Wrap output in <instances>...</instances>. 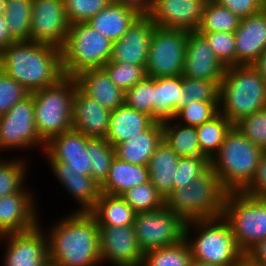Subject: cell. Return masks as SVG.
<instances>
[{
  "mask_svg": "<svg viewBox=\"0 0 266 266\" xmlns=\"http://www.w3.org/2000/svg\"><path fill=\"white\" fill-rule=\"evenodd\" d=\"M50 227L52 228L46 233L48 260L58 266L102 264L99 226L90 212L73 211Z\"/></svg>",
  "mask_w": 266,
  "mask_h": 266,
  "instance_id": "obj_1",
  "label": "cell"
},
{
  "mask_svg": "<svg viewBox=\"0 0 266 266\" xmlns=\"http://www.w3.org/2000/svg\"><path fill=\"white\" fill-rule=\"evenodd\" d=\"M0 69L29 93L53 86L65 77L60 49L33 41L14 42L4 49Z\"/></svg>",
  "mask_w": 266,
  "mask_h": 266,
  "instance_id": "obj_2",
  "label": "cell"
},
{
  "mask_svg": "<svg viewBox=\"0 0 266 266\" xmlns=\"http://www.w3.org/2000/svg\"><path fill=\"white\" fill-rule=\"evenodd\" d=\"M266 107V82L253 65L226 67L220 82L219 112L233 125Z\"/></svg>",
  "mask_w": 266,
  "mask_h": 266,
  "instance_id": "obj_3",
  "label": "cell"
},
{
  "mask_svg": "<svg viewBox=\"0 0 266 266\" xmlns=\"http://www.w3.org/2000/svg\"><path fill=\"white\" fill-rule=\"evenodd\" d=\"M263 153L262 148L233 126L210 160V167L228 192H242L254 179Z\"/></svg>",
  "mask_w": 266,
  "mask_h": 266,
  "instance_id": "obj_4",
  "label": "cell"
},
{
  "mask_svg": "<svg viewBox=\"0 0 266 266\" xmlns=\"http://www.w3.org/2000/svg\"><path fill=\"white\" fill-rule=\"evenodd\" d=\"M190 231L196 236H192ZM189 235L192 236V240ZM185 240L189 245L192 259L197 261L216 266H237L245 258L223 217L188 221L185 227Z\"/></svg>",
  "mask_w": 266,
  "mask_h": 266,
  "instance_id": "obj_5",
  "label": "cell"
},
{
  "mask_svg": "<svg viewBox=\"0 0 266 266\" xmlns=\"http://www.w3.org/2000/svg\"><path fill=\"white\" fill-rule=\"evenodd\" d=\"M228 191L210 167L186 187L176 188L165 199V206L186 222L222 217Z\"/></svg>",
  "mask_w": 266,
  "mask_h": 266,
  "instance_id": "obj_6",
  "label": "cell"
},
{
  "mask_svg": "<svg viewBox=\"0 0 266 266\" xmlns=\"http://www.w3.org/2000/svg\"><path fill=\"white\" fill-rule=\"evenodd\" d=\"M113 42L87 22L69 25L61 59L64 75L74 77L78 73L103 68L110 60Z\"/></svg>",
  "mask_w": 266,
  "mask_h": 266,
  "instance_id": "obj_7",
  "label": "cell"
},
{
  "mask_svg": "<svg viewBox=\"0 0 266 266\" xmlns=\"http://www.w3.org/2000/svg\"><path fill=\"white\" fill-rule=\"evenodd\" d=\"M77 86L65 76L57 84L30 93L34 99V122L47 143L52 137L72 129V101Z\"/></svg>",
  "mask_w": 266,
  "mask_h": 266,
  "instance_id": "obj_8",
  "label": "cell"
},
{
  "mask_svg": "<svg viewBox=\"0 0 266 266\" xmlns=\"http://www.w3.org/2000/svg\"><path fill=\"white\" fill-rule=\"evenodd\" d=\"M222 217L229 224L244 255L266 238V198L228 192Z\"/></svg>",
  "mask_w": 266,
  "mask_h": 266,
  "instance_id": "obj_9",
  "label": "cell"
},
{
  "mask_svg": "<svg viewBox=\"0 0 266 266\" xmlns=\"http://www.w3.org/2000/svg\"><path fill=\"white\" fill-rule=\"evenodd\" d=\"M188 32L184 29L155 26L145 68L147 76H182Z\"/></svg>",
  "mask_w": 266,
  "mask_h": 266,
  "instance_id": "obj_10",
  "label": "cell"
},
{
  "mask_svg": "<svg viewBox=\"0 0 266 266\" xmlns=\"http://www.w3.org/2000/svg\"><path fill=\"white\" fill-rule=\"evenodd\" d=\"M186 223L164 205L153 211L136 213L133 226L138 244L145 253L184 240Z\"/></svg>",
  "mask_w": 266,
  "mask_h": 266,
  "instance_id": "obj_11",
  "label": "cell"
},
{
  "mask_svg": "<svg viewBox=\"0 0 266 266\" xmlns=\"http://www.w3.org/2000/svg\"><path fill=\"white\" fill-rule=\"evenodd\" d=\"M42 145V146H41ZM41 147L46 142L39 136L34 122V99L31 94L0 116V152L7 149Z\"/></svg>",
  "mask_w": 266,
  "mask_h": 266,
  "instance_id": "obj_12",
  "label": "cell"
},
{
  "mask_svg": "<svg viewBox=\"0 0 266 266\" xmlns=\"http://www.w3.org/2000/svg\"><path fill=\"white\" fill-rule=\"evenodd\" d=\"M69 22L63 0H33L31 13V41L61 49Z\"/></svg>",
  "mask_w": 266,
  "mask_h": 266,
  "instance_id": "obj_13",
  "label": "cell"
},
{
  "mask_svg": "<svg viewBox=\"0 0 266 266\" xmlns=\"http://www.w3.org/2000/svg\"><path fill=\"white\" fill-rule=\"evenodd\" d=\"M41 227L39 222L28 231L0 236V241H7L4 266H43L48 260V239Z\"/></svg>",
  "mask_w": 266,
  "mask_h": 266,
  "instance_id": "obj_14",
  "label": "cell"
},
{
  "mask_svg": "<svg viewBox=\"0 0 266 266\" xmlns=\"http://www.w3.org/2000/svg\"><path fill=\"white\" fill-rule=\"evenodd\" d=\"M101 262L113 266H141V250L134 226L99 227ZM111 262V263H110Z\"/></svg>",
  "mask_w": 266,
  "mask_h": 266,
  "instance_id": "obj_15",
  "label": "cell"
},
{
  "mask_svg": "<svg viewBox=\"0 0 266 266\" xmlns=\"http://www.w3.org/2000/svg\"><path fill=\"white\" fill-rule=\"evenodd\" d=\"M206 2L207 0H154L150 18L157 27L197 31Z\"/></svg>",
  "mask_w": 266,
  "mask_h": 266,
  "instance_id": "obj_16",
  "label": "cell"
},
{
  "mask_svg": "<svg viewBox=\"0 0 266 266\" xmlns=\"http://www.w3.org/2000/svg\"><path fill=\"white\" fill-rule=\"evenodd\" d=\"M154 28L155 24L150 17H138L123 37L113 43L109 61L146 68Z\"/></svg>",
  "mask_w": 266,
  "mask_h": 266,
  "instance_id": "obj_17",
  "label": "cell"
},
{
  "mask_svg": "<svg viewBox=\"0 0 266 266\" xmlns=\"http://www.w3.org/2000/svg\"><path fill=\"white\" fill-rule=\"evenodd\" d=\"M90 137L70 129L52 137L45 146L43 154L46 161H58L69 164L71 170L84 176H91L89 153L86 152Z\"/></svg>",
  "mask_w": 266,
  "mask_h": 266,
  "instance_id": "obj_18",
  "label": "cell"
},
{
  "mask_svg": "<svg viewBox=\"0 0 266 266\" xmlns=\"http://www.w3.org/2000/svg\"><path fill=\"white\" fill-rule=\"evenodd\" d=\"M31 193L25 186L18 193L0 198V236L25 232L39 223L35 196Z\"/></svg>",
  "mask_w": 266,
  "mask_h": 266,
  "instance_id": "obj_19",
  "label": "cell"
},
{
  "mask_svg": "<svg viewBox=\"0 0 266 266\" xmlns=\"http://www.w3.org/2000/svg\"><path fill=\"white\" fill-rule=\"evenodd\" d=\"M224 65L212 52L206 38L198 31L188 32L182 76L191 79L222 80Z\"/></svg>",
  "mask_w": 266,
  "mask_h": 266,
  "instance_id": "obj_20",
  "label": "cell"
},
{
  "mask_svg": "<svg viewBox=\"0 0 266 266\" xmlns=\"http://www.w3.org/2000/svg\"><path fill=\"white\" fill-rule=\"evenodd\" d=\"M110 116L109 109L75 87L72 101V129L90 138H105Z\"/></svg>",
  "mask_w": 266,
  "mask_h": 266,
  "instance_id": "obj_21",
  "label": "cell"
},
{
  "mask_svg": "<svg viewBox=\"0 0 266 266\" xmlns=\"http://www.w3.org/2000/svg\"><path fill=\"white\" fill-rule=\"evenodd\" d=\"M234 34L236 65H254L266 49V8L241 19Z\"/></svg>",
  "mask_w": 266,
  "mask_h": 266,
  "instance_id": "obj_22",
  "label": "cell"
},
{
  "mask_svg": "<svg viewBox=\"0 0 266 266\" xmlns=\"http://www.w3.org/2000/svg\"><path fill=\"white\" fill-rule=\"evenodd\" d=\"M48 163L63 188L79 204L76 211L89 212L101 195V186L91 176H84L71 170L67 163L58 161H48Z\"/></svg>",
  "mask_w": 266,
  "mask_h": 266,
  "instance_id": "obj_23",
  "label": "cell"
},
{
  "mask_svg": "<svg viewBox=\"0 0 266 266\" xmlns=\"http://www.w3.org/2000/svg\"><path fill=\"white\" fill-rule=\"evenodd\" d=\"M74 78L82 92L110 111L125 103V92L110 80L103 68L84 70Z\"/></svg>",
  "mask_w": 266,
  "mask_h": 266,
  "instance_id": "obj_24",
  "label": "cell"
},
{
  "mask_svg": "<svg viewBox=\"0 0 266 266\" xmlns=\"http://www.w3.org/2000/svg\"><path fill=\"white\" fill-rule=\"evenodd\" d=\"M155 120L148 114L137 111L125 103L111 111L109 129L105 139L113 146L126 142L147 130Z\"/></svg>",
  "mask_w": 266,
  "mask_h": 266,
  "instance_id": "obj_25",
  "label": "cell"
},
{
  "mask_svg": "<svg viewBox=\"0 0 266 266\" xmlns=\"http://www.w3.org/2000/svg\"><path fill=\"white\" fill-rule=\"evenodd\" d=\"M163 140L162 122L155 121L147 130L116 145L115 156L130 164L148 165L157 146Z\"/></svg>",
  "mask_w": 266,
  "mask_h": 266,
  "instance_id": "obj_26",
  "label": "cell"
},
{
  "mask_svg": "<svg viewBox=\"0 0 266 266\" xmlns=\"http://www.w3.org/2000/svg\"><path fill=\"white\" fill-rule=\"evenodd\" d=\"M183 76L154 78L153 119H173L182 108Z\"/></svg>",
  "mask_w": 266,
  "mask_h": 266,
  "instance_id": "obj_27",
  "label": "cell"
},
{
  "mask_svg": "<svg viewBox=\"0 0 266 266\" xmlns=\"http://www.w3.org/2000/svg\"><path fill=\"white\" fill-rule=\"evenodd\" d=\"M149 178L148 166L130 164L115 156L106 180L100 185L101 193L121 196L130 188L149 182Z\"/></svg>",
  "mask_w": 266,
  "mask_h": 266,
  "instance_id": "obj_28",
  "label": "cell"
},
{
  "mask_svg": "<svg viewBox=\"0 0 266 266\" xmlns=\"http://www.w3.org/2000/svg\"><path fill=\"white\" fill-rule=\"evenodd\" d=\"M180 157L163 139L148 162L149 179L164 198L174 189V172Z\"/></svg>",
  "mask_w": 266,
  "mask_h": 266,
  "instance_id": "obj_29",
  "label": "cell"
},
{
  "mask_svg": "<svg viewBox=\"0 0 266 266\" xmlns=\"http://www.w3.org/2000/svg\"><path fill=\"white\" fill-rule=\"evenodd\" d=\"M89 212L99 227L133 226L136 215L121 196L104 193Z\"/></svg>",
  "mask_w": 266,
  "mask_h": 266,
  "instance_id": "obj_30",
  "label": "cell"
},
{
  "mask_svg": "<svg viewBox=\"0 0 266 266\" xmlns=\"http://www.w3.org/2000/svg\"><path fill=\"white\" fill-rule=\"evenodd\" d=\"M138 16L117 3H110L87 23L113 43L120 40Z\"/></svg>",
  "mask_w": 266,
  "mask_h": 266,
  "instance_id": "obj_31",
  "label": "cell"
},
{
  "mask_svg": "<svg viewBox=\"0 0 266 266\" xmlns=\"http://www.w3.org/2000/svg\"><path fill=\"white\" fill-rule=\"evenodd\" d=\"M162 128L163 139L179 157L204 156L201 153L196 127L168 119L162 121Z\"/></svg>",
  "mask_w": 266,
  "mask_h": 266,
  "instance_id": "obj_32",
  "label": "cell"
},
{
  "mask_svg": "<svg viewBox=\"0 0 266 266\" xmlns=\"http://www.w3.org/2000/svg\"><path fill=\"white\" fill-rule=\"evenodd\" d=\"M234 125L220 112L210 121L196 127L201 153L211 160L219 151L225 136Z\"/></svg>",
  "mask_w": 266,
  "mask_h": 266,
  "instance_id": "obj_33",
  "label": "cell"
},
{
  "mask_svg": "<svg viewBox=\"0 0 266 266\" xmlns=\"http://www.w3.org/2000/svg\"><path fill=\"white\" fill-rule=\"evenodd\" d=\"M32 3L33 0H7L4 15L16 42L31 41Z\"/></svg>",
  "mask_w": 266,
  "mask_h": 266,
  "instance_id": "obj_34",
  "label": "cell"
},
{
  "mask_svg": "<svg viewBox=\"0 0 266 266\" xmlns=\"http://www.w3.org/2000/svg\"><path fill=\"white\" fill-rule=\"evenodd\" d=\"M241 18L215 0H207L198 32H235Z\"/></svg>",
  "mask_w": 266,
  "mask_h": 266,
  "instance_id": "obj_35",
  "label": "cell"
},
{
  "mask_svg": "<svg viewBox=\"0 0 266 266\" xmlns=\"http://www.w3.org/2000/svg\"><path fill=\"white\" fill-rule=\"evenodd\" d=\"M192 260L186 240L144 253L141 266H189Z\"/></svg>",
  "mask_w": 266,
  "mask_h": 266,
  "instance_id": "obj_36",
  "label": "cell"
},
{
  "mask_svg": "<svg viewBox=\"0 0 266 266\" xmlns=\"http://www.w3.org/2000/svg\"><path fill=\"white\" fill-rule=\"evenodd\" d=\"M86 152L89 153L91 177L101 185L115 158V148L105 138H90Z\"/></svg>",
  "mask_w": 266,
  "mask_h": 266,
  "instance_id": "obj_37",
  "label": "cell"
},
{
  "mask_svg": "<svg viewBox=\"0 0 266 266\" xmlns=\"http://www.w3.org/2000/svg\"><path fill=\"white\" fill-rule=\"evenodd\" d=\"M121 197L136 213L153 211L165 205L164 198L150 181L130 188Z\"/></svg>",
  "mask_w": 266,
  "mask_h": 266,
  "instance_id": "obj_38",
  "label": "cell"
},
{
  "mask_svg": "<svg viewBox=\"0 0 266 266\" xmlns=\"http://www.w3.org/2000/svg\"><path fill=\"white\" fill-rule=\"evenodd\" d=\"M23 159H5L0 157V198L20 192L25 185L27 166Z\"/></svg>",
  "mask_w": 266,
  "mask_h": 266,
  "instance_id": "obj_39",
  "label": "cell"
},
{
  "mask_svg": "<svg viewBox=\"0 0 266 266\" xmlns=\"http://www.w3.org/2000/svg\"><path fill=\"white\" fill-rule=\"evenodd\" d=\"M220 82L183 77L182 107L196 101H219Z\"/></svg>",
  "mask_w": 266,
  "mask_h": 266,
  "instance_id": "obj_40",
  "label": "cell"
},
{
  "mask_svg": "<svg viewBox=\"0 0 266 266\" xmlns=\"http://www.w3.org/2000/svg\"><path fill=\"white\" fill-rule=\"evenodd\" d=\"M218 113L219 101H196L180 108L173 120L182 125L198 127L210 121Z\"/></svg>",
  "mask_w": 266,
  "mask_h": 266,
  "instance_id": "obj_41",
  "label": "cell"
},
{
  "mask_svg": "<svg viewBox=\"0 0 266 266\" xmlns=\"http://www.w3.org/2000/svg\"><path fill=\"white\" fill-rule=\"evenodd\" d=\"M103 69L109 75L110 80L124 92L147 77L146 69L139 65L108 61Z\"/></svg>",
  "mask_w": 266,
  "mask_h": 266,
  "instance_id": "obj_42",
  "label": "cell"
},
{
  "mask_svg": "<svg viewBox=\"0 0 266 266\" xmlns=\"http://www.w3.org/2000/svg\"><path fill=\"white\" fill-rule=\"evenodd\" d=\"M210 168L206 156L180 157L174 172V189L186 187Z\"/></svg>",
  "mask_w": 266,
  "mask_h": 266,
  "instance_id": "obj_43",
  "label": "cell"
},
{
  "mask_svg": "<svg viewBox=\"0 0 266 266\" xmlns=\"http://www.w3.org/2000/svg\"><path fill=\"white\" fill-rule=\"evenodd\" d=\"M207 40L212 52L224 67L236 66L234 32H199Z\"/></svg>",
  "mask_w": 266,
  "mask_h": 266,
  "instance_id": "obj_44",
  "label": "cell"
},
{
  "mask_svg": "<svg viewBox=\"0 0 266 266\" xmlns=\"http://www.w3.org/2000/svg\"><path fill=\"white\" fill-rule=\"evenodd\" d=\"M154 78L145 77L125 91V104L153 118Z\"/></svg>",
  "mask_w": 266,
  "mask_h": 266,
  "instance_id": "obj_45",
  "label": "cell"
},
{
  "mask_svg": "<svg viewBox=\"0 0 266 266\" xmlns=\"http://www.w3.org/2000/svg\"><path fill=\"white\" fill-rule=\"evenodd\" d=\"M247 139L266 151V107L234 125Z\"/></svg>",
  "mask_w": 266,
  "mask_h": 266,
  "instance_id": "obj_46",
  "label": "cell"
},
{
  "mask_svg": "<svg viewBox=\"0 0 266 266\" xmlns=\"http://www.w3.org/2000/svg\"><path fill=\"white\" fill-rule=\"evenodd\" d=\"M69 24L87 22L102 11L110 0H63Z\"/></svg>",
  "mask_w": 266,
  "mask_h": 266,
  "instance_id": "obj_47",
  "label": "cell"
},
{
  "mask_svg": "<svg viewBox=\"0 0 266 266\" xmlns=\"http://www.w3.org/2000/svg\"><path fill=\"white\" fill-rule=\"evenodd\" d=\"M29 94L19 82L0 69V116L6 114Z\"/></svg>",
  "mask_w": 266,
  "mask_h": 266,
  "instance_id": "obj_48",
  "label": "cell"
},
{
  "mask_svg": "<svg viewBox=\"0 0 266 266\" xmlns=\"http://www.w3.org/2000/svg\"><path fill=\"white\" fill-rule=\"evenodd\" d=\"M228 8L239 18L243 19L250 15L261 12L266 8V0H215Z\"/></svg>",
  "mask_w": 266,
  "mask_h": 266,
  "instance_id": "obj_49",
  "label": "cell"
},
{
  "mask_svg": "<svg viewBox=\"0 0 266 266\" xmlns=\"http://www.w3.org/2000/svg\"><path fill=\"white\" fill-rule=\"evenodd\" d=\"M259 198H266V151L262 154L252 182L242 191Z\"/></svg>",
  "mask_w": 266,
  "mask_h": 266,
  "instance_id": "obj_50",
  "label": "cell"
},
{
  "mask_svg": "<svg viewBox=\"0 0 266 266\" xmlns=\"http://www.w3.org/2000/svg\"><path fill=\"white\" fill-rule=\"evenodd\" d=\"M110 2L122 5L138 17H150L154 8V0H110Z\"/></svg>",
  "mask_w": 266,
  "mask_h": 266,
  "instance_id": "obj_51",
  "label": "cell"
},
{
  "mask_svg": "<svg viewBox=\"0 0 266 266\" xmlns=\"http://www.w3.org/2000/svg\"><path fill=\"white\" fill-rule=\"evenodd\" d=\"M245 259L255 266H266V238L252 247L245 254Z\"/></svg>",
  "mask_w": 266,
  "mask_h": 266,
  "instance_id": "obj_52",
  "label": "cell"
},
{
  "mask_svg": "<svg viewBox=\"0 0 266 266\" xmlns=\"http://www.w3.org/2000/svg\"><path fill=\"white\" fill-rule=\"evenodd\" d=\"M14 42L5 15H0V53Z\"/></svg>",
  "mask_w": 266,
  "mask_h": 266,
  "instance_id": "obj_53",
  "label": "cell"
},
{
  "mask_svg": "<svg viewBox=\"0 0 266 266\" xmlns=\"http://www.w3.org/2000/svg\"><path fill=\"white\" fill-rule=\"evenodd\" d=\"M253 66L259 71L261 77L266 82V49L263 51L262 55Z\"/></svg>",
  "mask_w": 266,
  "mask_h": 266,
  "instance_id": "obj_54",
  "label": "cell"
},
{
  "mask_svg": "<svg viewBox=\"0 0 266 266\" xmlns=\"http://www.w3.org/2000/svg\"><path fill=\"white\" fill-rule=\"evenodd\" d=\"M189 266H216L212 264H208L205 262L197 261L195 259H192Z\"/></svg>",
  "mask_w": 266,
  "mask_h": 266,
  "instance_id": "obj_55",
  "label": "cell"
},
{
  "mask_svg": "<svg viewBox=\"0 0 266 266\" xmlns=\"http://www.w3.org/2000/svg\"><path fill=\"white\" fill-rule=\"evenodd\" d=\"M6 3H7V0H0V15L5 14Z\"/></svg>",
  "mask_w": 266,
  "mask_h": 266,
  "instance_id": "obj_56",
  "label": "cell"
},
{
  "mask_svg": "<svg viewBox=\"0 0 266 266\" xmlns=\"http://www.w3.org/2000/svg\"><path fill=\"white\" fill-rule=\"evenodd\" d=\"M237 266H255L250 264L245 258Z\"/></svg>",
  "mask_w": 266,
  "mask_h": 266,
  "instance_id": "obj_57",
  "label": "cell"
},
{
  "mask_svg": "<svg viewBox=\"0 0 266 266\" xmlns=\"http://www.w3.org/2000/svg\"><path fill=\"white\" fill-rule=\"evenodd\" d=\"M43 266H58L56 263H53L52 261H50V260H47L44 264H43Z\"/></svg>",
  "mask_w": 266,
  "mask_h": 266,
  "instance_id": "obj_58",
  "label": "cell"
}]
</instances>
